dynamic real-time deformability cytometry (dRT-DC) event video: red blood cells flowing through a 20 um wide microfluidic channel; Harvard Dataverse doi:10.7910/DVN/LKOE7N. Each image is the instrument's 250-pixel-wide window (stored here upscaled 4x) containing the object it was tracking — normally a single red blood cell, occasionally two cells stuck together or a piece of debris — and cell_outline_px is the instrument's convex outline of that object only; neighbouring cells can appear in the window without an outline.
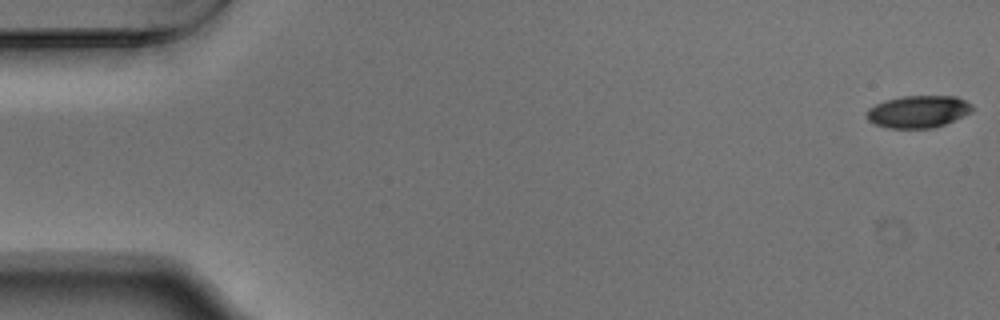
{"species": "Egyptian fruit bat (a non-hibernating species)", "species_latin": "Rousettus aegyptiacus", "temperature_condition": "warm", "stored_images_in_passage": 54, "camera_frame_rate_fps": 3000, "um_per_image_px": 0.085, "animal": {"sex": "male"}, "frame": {"image": 1, "passage_image": 1, "time_ms": 0.0, "image_size_px": [1000, 320], "cell_outline_px": [[972, 112], [944, 124], [932, 128], [888, 128], [876, 124], [868, 120], [864, 116], [864, 112], [868, 108], [884, 100], [900, 96], [956, 96], [972, 104]], "centroid_in_image_um": [78.0, 9.48], "position_along_channel_um": 7.0, "area_um2": 19.94}}
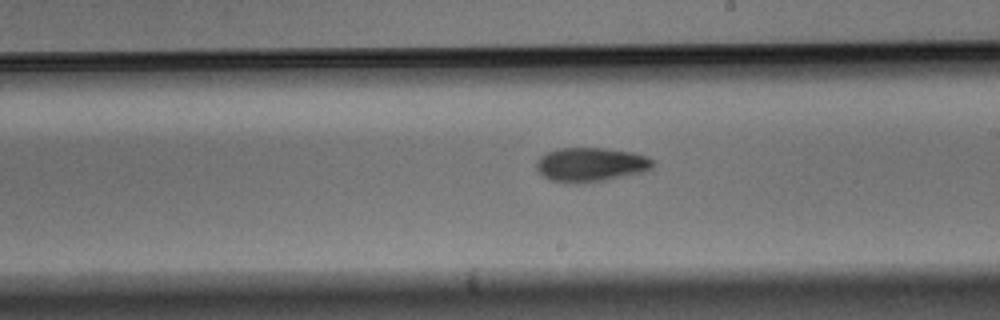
{"frame": {"image": 2, "passage_image": 31, "time_ms": 10.0, "image_size_px": [1000, 320], "cell_outline_px": [[652, 168], [644, 172], [604, 180], [580, 184], [572, 184], [552, 180], [544, 176], [536, 168], [536, 160], [540, 156], [548, 152], [560, 148], [604, 148], [632, 152], [648, 156], [652, 160]], "centroid_in_image_um": [50.21, 13.99], "position_along_channel_um": 238.8, "area_um2": 23.18}}
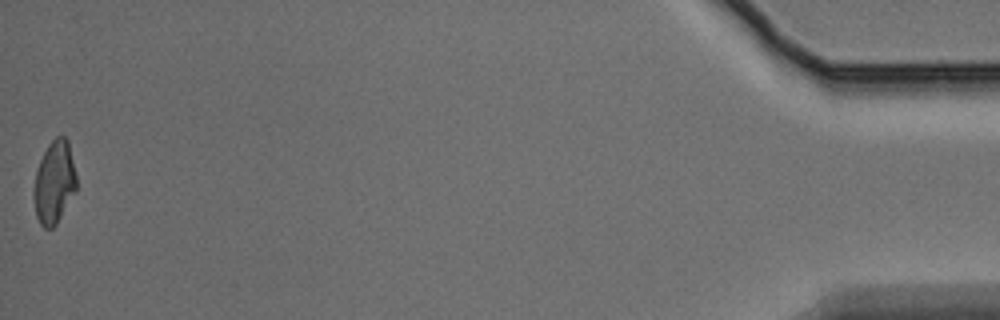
{"frame": {"image": 3, "passage_image": 54, "time_ms": 17.667, "image_size_px": [1000, 320], "cell_outline_px": [[76, 192], [56, 224], [52, 228], [44, 228], [40, 224], [36, 216], [32, 196], [32, 188], [36, 172], [40, 160], [48, 144], [56, 136], [64, 136], [68, 140], [76, 176]], "centroid_in_image_um": [4.59, 15.51], "position_along_channel_um": 430.6, "area_um2": 20.75}, "authors_computed_cell_mechanics": {"area_um2": 21.5305, "velocity_mm_per_s": 3.7569, "shape_relaxation_time_tau1_ms": 5.333, "shape_relaxation_time_tau2_ms": 11.2143, "deformation_change_tau1": 0.1546, "deformation_change_tau2": 0.1845}}